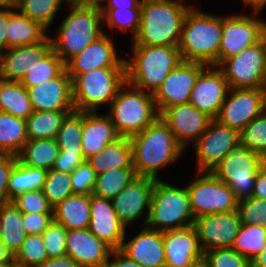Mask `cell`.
Segmentation results:
<instances>
[{
    "label": "cell",
    "mask_w": 266,
    "mask_h": 267,
    "mask_svg": "<svg viewBox=\"0 0 266 267\" xmlns=\"http://www.w3.org/2000/svg\"><path fill=\"white\" fill-rule=\"evenodd\" d=\"M70 178L74 194L90 195L93 193L97 174L87 160L70 173Z\"/></svg>",
    "instance_id": "cell-50"
},
{
    "label": "cell",
    "mask_w": 266,
    "mask_h": 267,
    "mask_svg": "<svg viewBox=\"0 0 266 267\" xmlns=\"http://www.w3.org/2000/svg\"><path fill=\"white\" fill-rule=\"evenodd\" d=\"M8 24V9L0 10V55L7 50L6 27Z\"/></svg>",
    "instance_id": "cell-58"
},
{
    "label": "cell",
    "mask_w": 266,
    "mask_h": 267,
    "mask_svg": "<svg viewBox=\"0 0 266 267\" xmlns=\"http://www.w3.org/2000/svg\"><path fill=\"white\" fill-rule=\"evenodd\" d=\"M42 191L49 204L55 207L65 198L74 194L70 174L55 169L48 170Z\"/></svg>",
    "instance_id": "cell-44"
},
{
    "label": "cell",
    "mask_w": 266,
    "mask_h": 267,
    "mask_svg": "<svg viewBox=\"0 0 266 267\" xmlns=\"http://www.w3.org/2000/svg\"><path fill=\"white\" fill-rule=\"evenodd\" d=\"M47 170L23 165L16 160L8 180V202L17 195L43 188Z\"/></svg>",
    "instance_id": "cell-35"
},
{
    "label": "cell",
    "mask_w": 266,
    "mask_h": 267,
    "mask_svg": "<svg viewBox=\"0 0 266 267\" xmlns=\"http://www.w3.org/2000/svg\"><path fill=\"white\" fill-rule=\"evenodd\" d=\"M49 37L36 44L8 48L0 55V79L21 82L36 61L51 49Z\"/></svg>",
    "instance_id": "cell-25"
},
{
    "label": "cell",
    "mask_w": 266,
    "mask_h": 267,
    "mask_svg": "<svg viewBox=\"0 0 266 267\" xmlns=\"http://www.w3.org/2000/svg\"><path fill=\"white\" fill-rule=\"evenodd\" d=\"M0 267H20V266L12 260L10 263L0 264Z\"/></svg>",
    "instance_id": "cell-65"
},
{
    "label": "cell",
    "mask_w": 266,
    "mask_h": 267,
    "mask_svg": "<svg viewBox=\"0 0 266 267\" xmlns=\"http://www.w3.org/2000/svg\"><path fill=\"white\" fill-rule=\"evenodd\" d=\"M65 69V63L51 48L29 69L21 83L24 87L30 88L58 77Z\"/></svg>",
    "instance_id": "cell-38"
},
{
    "label": "cell",
    "mask_w": 266,
    "mask_h": 267,
    "mask_svg": "<svg viewBox=\"0 0 266 267\" xmlns=\"http://www.w3.org/2000/svg\"><path fill=\"white\" fill-rule=\"evenodd\" d=\"M264 82L266 84V51H265V58H264Z\"/></svg>",
    "instance_id": "cell-66"
},
{
    "label": "cell",
    "mask_w": 266,
    "mask_h": 267,
    "mask_svg": "<svg viewBox=\"0 0 266 267\" xmlns=\"http://www.w3.org/2000/svg\"><path fill=\"white\" fill-rule=\"evenodd\" d=\"M48 258L62 257L66 255L67 229L54 220L41 234Z\"/></svg>",
    "instance_id": "cell-47"
},
{
    "label": "cell",
    "mask_w": 266,
    "mask_h": 267,
    "mask_svg": "<svg viewBox=\"0 0 266 267\" xmlns=\"http://www.w3.org/2000/svg\"><path fill=\"white\" fill-rule=\"evenodd\" d=\"M63 2H68L69 5H73V4H83V3H87L90 0H62Z\"/></svg>",
    "instance_id": "cell-64"
},
{
    "label": "cell",
    "mask_w": 266,
    "mask_h": 267,
    "mask_svg": "<svg viewBox=\"0 0 266 267\" xmlns=\"http://www.w3.org/2000/svg\"><path fill=\"white\" fill-rule=\"evenodd\" d=\"M14 6V0H0V10L9 9Z\"/></svg>",
    "instance_id": "cell-63"
},
{
    "label": "cell",
    "mask_w": 266,
    "mask_h": 267,
    "mask_svg": "<svg viewBox=\"0 0 266 267\" xmlns=\"http://www.w3.org/2000/svg\"><path fill=\"white\" fill-rule=\"evenodd\" d=\"M109 106L107 115L120 137L130 138L160 117L154 95L137 89L128 82L119 89Z\"/></svg>",
    "instance_id": "cell-6"
},
{
    "label": "cell",
    "mask_w": 266,
    "mask_h": 267,
    "mask_svg": "<svg viewBox=\"0 0 266 267\" xmlns=\"http://www.w3.org/2000/svg\"><path fill=\"white\" fill-rule=\"evenodd\" d=\"M179 0H141V20L132 45L178 46L191 6Z\"/></svg>",
    "instance_id": "cell-2"
},
{
    "label": "cell",
    "mask_w": 266,
    "mask_h": 267,
    "mask_svg": "<svg viewBox=\"0 0 266 267\" xmlns=\"http://www.w3.org/2000/svg\"><path fill=\"white\" fill-rule=\"evenodd\" d=\"M62 2V0H14V6L16 10L48 30Z\"/></svg>",
    "instance_id": "cell-40"
},
{
    "label": "cell",
    "mask_w": 266,
    "mask_h": 267,
    "mask_svg": "<svg viewBox=\"0 0 266 267\" xmlns=\"http://www.w3.org/2000/svg\"><path fill=\"white\" fill-rule=\"evenodd\" d=\"M266 38L225 60L218 68L230 88H266L264 58Z\"/></svg>",
    "instance_id": "cell-11"
},
{
    "label": "cell",
    "mask_w": 266,
    "mask_h": 267,
    "mask_svg": "<svg viewBox=\"0 0 266 267\" xmlns=\"http://www.w3.org/2000/svg\"><path fill=\"white\" fill-rule=\"evenodd\" d=\"M207 65L199 62L182 61L174 68L154 94L161 115L168 107L189 103L196 80Z\"/></svg>",
    "instance_id": "cell-15"
},
{
    "label": "cell",
    "mask_w": 266,
    "mask_h": 267,
    "mask_svg": "<svg viewBox=\"0 0 266 267\" xmlns=\"http://www.w3.org/2000/svg\"><path fill=\"white\" fill-rule=\"evenodd\" d=\"M112 251L88 228L67 230L66 255L81 267H105Z\"/></svg>",
    "instance_id": "cell-23"
},
{
    "label": "cell",
    "mask_w": 266,
    "mask_h": 267,
    "mask_svg": "<svg viewBox=\"0 0 266 267\" xmlns=\"http://www.w3.org/2000/svg\"><path fill=\"white\" fill-rule=\"evenodd\" d=\"M11 202L23 214L27 213H53V207L49 204L42 189L26 191L17 195Z\"/></svg>",
    "instance_id": "cell-48"
},
{
    "label": "cell",
    "mask_w": 266,
    "mask_h": 267,
    "mask_svg": "<svg viewBox=\"0 0 266 267\" xmlns=\"http://www.w3.org/2000/svg\"><path fill=\"white\" fill-rule=\"evenodd\" d=\"M252 15L223 16L222 39L219 47V60L214 65L219 67L225 60L239 54L264 38L263 20Z\"/></svg>",
    "instance_id": "cell-12"
},
{
    "label": "cell",
    "mask_w": 266,
    "mask_h": 267,
    "mask_svg": "<svg viewBox=\"0 0 266 267\" xmlns=\"http://www.w3.org/2000/svg\"><path fill=\"white\" fill-rule=\"evenodd\" d=\"M17 156L0 154V204L8 203V180Z\"/></svg>",
    "instance_id": "cell-52"
},
{
    "label": "cell",
    "mask_w": 266,
    "mask_h": 267,
    "mask_svg": "<svg viewBox=\"0 0 266 267\" xmlns=\"http://www.w3.org/2000/svg\"><path fill=\"white\" fill-rule=\"evenodd\" d=\"M46 249L41 234L27 235L13 261L20 267H38L47 259Z\"/></svg>",
    "instance_id": "cell-43"
},
{
    "label": "cell",
    "mask_w": 266,
    "mask_h": 267,
    "mask_svg": "<svg viewBox=\"0 0 266 267\" xmlns=\"http://www.w3.org/2000/svg\"><path fill=\"white\" fill-rule=\"evenodd\" d=\"M86 160L97 175L113 168H134L130 139L120 137Z\"/></svg>",
    "instance_id": "cell-30"
},
{
    "label": "cell",
    "mask_w": 266,
    "mask_h": 267,
    "mask_svg": "<svg viewBox=\"0 0 266 267\" xmlns=\"http://www.w3.org/2000/svg\"><path fill=\"white\" fill-rule=\"evenodd\" d=\"M53 220L67 230L89 228L90 195L73 194L53 207Z\"/></svg>",
    "instance_id": "cell-29"
},
{
    "label": "cell",
    "mask_w": 266,
    "mask_h": 267,
    "mask_svg": "<svg viewBox=\"0 0 266 267\" xmlns=\"http://www.w3.org/2000/svg\"><path fill=\"white\" fill-rule=\"evenodd\" d=\"M84 160H85L84 153H71L68 151H59L58 157L56 158L52 169L70 174Z\"/></svg>",
    "instance_id": "cell-53"
},
{
    "label": "cell",
    "mask_w": 266,
    "mask_h": 267,
    "mask_svg": "<svg viewBox=\"0 0 266 267\" xmlns=\"http://www.w3.org/2000/svg\"><path fill=\"white\" fill-rule=\"evenodd\" d=\"M165 267H189L203 257L194 225L163 232Z\"/></svg>",
    "instance_id": "cell-24"
},
{
    "label": "cell",
    "mask_w": 266,
    "mask_h": 267,
    "mask_svg": "<svg viewBox=\"0 0 266 267\" xmlns=\"http://www.w3.org/2000/svg\"><path fill=\"white\" fill-rule=\"evenodd\" d=\"M126 83V68H97L72 79V100L75 111L96 112L100 105L111 104Z\"/></svg>",
    "instance_id": "cell-7"
},
{
    "label": "cell",
    "mask_w": 266,
    "mask_h": 267,
    "mask_svg": "<svg viewBox=\"0 0 266 267\" xmlns=\"http://www.w3.org/2000/svg\"><path fill=\"white\" fill-rule=\"evenodd\" d=\"M265 163L260 154L248 150L239 143L210 172L227 184L239 201L252 197L256 175Z\"/></svg>",
    "instance_id": "cell-9"
},
{
    "label": "cell",
    "mask_w": 266,
    "mask_h": 267,
    "mask_svg": "<svg viewBox=\"0 0 266 267\" xmlns=\"http://www.w3.org/2000/svg\"><path fill=\"white\" fill-rule=\"evenodd\" d=\"M250 263L251 267H266V246L263 248L262 252L250 261Z\"/></svg>",
    "instance_id": "cell-59"
},
{
    "label": "cell",
    "mask_w": 266,
    "mask_h": 267,
    "mask_svg": "<svg viewBox=\"0 0 266 267\" xmlns=\"http://www.w3.org/2000/svg\"><path fill=\"white\" fill-rule=\"evenodd\" d=\"M136 177L134 168L107 170L97 175L93 194L112 200Z\"/></svg>",
    "instance_id": "cell-37"
},
{
    "label": "cell",
    "mask_w": 266,
    "mask_h": 267,
    "mask_svg": "<svg viewBox=\"0 0 266 267\" xmlns=\"http://www.w3.org/2000/svg\"><path fill=\"white\" fill-rule=\"evenodd\" d=\"M132 51L125 58L126 82L153 95L183 61L178 46L132 45Z\"/></svg>",
    "instance_id": "cell-5"
},
{
    "label": "cell",
    "mask_w": 266,
    "mask_h": 267,
    "mask_svg": "<svg viewBox=\"0 0 266 267\" xmlns=\"http://www.w3.org/2000/svg\"><path fill=\"white\" fill-rule=\"evenodd\" d=\"M263 33L264 37L266 38V22L263 20Z\"/></svg>",
    "instance_id": "cell-67"
},
{
    "label": "cell",
    "mask_w": 266,
    "mask_h": 267,
    "mask_svg": "<svg viewBox=\"0 0 266 267\" xmlns=\"http://www.w3.org/2000/svg\"><path fill=\"white\" fill-rule=\"evenodd\" d=\"M104 1L108 3L105 4ZM95 2L100 9H141V0H95Z\"/></svg>",
    "instance_id": "cell-54"
},
{
    "label": "cell",
    "mask_w": 266,
    "mask_h": 267,
    "mask_svg": "<svg viewBox=\"0 0 266 267\" xmlns=\"http://www.w3.org/2000/svg\"><path fill=\"white\" fill-rule=\"evenodd\" d=\"M129 139L132 145L133 167L137 176L155 180H159L160 169L176 161L184 151L161 117Z\"/></svg>",
    "instance_id": "cell-1"
},
{
    "label": "cell",
    "mask_w": 266,
    "mask_h": 267,
    "mask_svg": "<svg viewBox=\"0 0 266 267\" xmlns=\"http://www.w3.org/2000/svg\"><path fill=\"white\" fill-rule=\"evenodd\" d=\"M230 90L223 72L207 66L196 80L189 103L211 119H216Z\"/></svg>",
    "instance_id": "cell-17"
},
{
    "label": "cell",
    "mask_w": 266,
    "mask_h": 267,
    "mask_svg": "<svg viewBox=\"0 0 266 267\" xmlns=\"http://www.w3.org/2000/svg\"><path fill=\"white\" fill-rule=\"evenodd\" d=\"M27 141L26 120L0 111V154L17 156Z\"/></svg>",
    "instance_id": "cell-34"
},
{
    "label": "cell",
    "mask_w": 266,
    "mask_h": 267,
    "mask_svg": "<svg viewBox=\"0 0 266 267\" xmlns=\"http://www.w3.org/2000/svg\"><path fill=\"white\" fill-rule=\"evenodd\" d=\"M236 211L199 216L194 219L199 244L203 252L213 249L231 248L241 227Z\"/></svg>",
    "instance_id": "cell-16"
},
{
    "label": "cell",
    "mask_w": 266,
    "mask_h": 267,
    "mask_svg": "<svg viewBox=\"0 0 266 267\" xmlns=\"http://www.w3.org/2000/svg\"><path fill=\"white\" fill-rule=\"evenodd\" d=\"M12 260V255L6 250L5 245L0 240V264H7Z\"/></svg>",
    "instance_id": "cell-61"
},
{
    "label": "cell",
    "mask_w": 266,
    "mask_h": 267,
    "mask_svg": "<svg viewBox=\"0 0 266 267\" xmlns=\"http://www.w3.org/2000/svg\"><path fill=\"white\" fill-rule=\"evenodd\" d=\"M48 32L40 23L33 21L19 11L17 12L15 6L8 9L7 48L43 42L48 37Z\"/></svg>",
    "instance_id": "cell-28"
},
{
    "label": "cell",
    "mask_w": 266,
    "mask_h": 267,
    "mask_svg": "<svg viewBox=\"0 0 266 267\" xmlns=\"http://www.w3.org/2000/svg\"><path fill=\"white\" fill-rule=\"evenodd\" d=\"M38 267H81L70 256L65 255L62 257L47 258Z\"/></svg>",
    "instance_id": "cell-57"
},
{
    "label": "cell",
    "mask_w": 266,
    "mask_h": 267,
    "mask_svg": "<svg viewBox=\"0 0 266 267\" xmlns=\"http://www.w3.org/2000/svg\"><path fill=\"white\" fill-rule=\"evenodd\" d=\"M119 250L141 267H165L163 232L144 226L128 242L124 238Z\"/></svg>",
    "instance_id": "cell-26"
},
{
    "label": "cell",
    "mask_w": 266,
    "mask_h": 267,
    "mask_svg": "<svg viewBox=\"0 0 266 267\" xmlns=\"http://www.w3.org/2000/svg\"><path fill=\"white\" fill-rule=\"evenodd\" d=\"M265 109V88H230L216 120L240 132Z\"/></svg>",
    "instance_id": "cell-13"
},
{
    "label": "cell",
    "mask_w": 266,
    "mask_h": 267,
    "mask_svg": "<svg viewBox=\"0 0 266 267\" xmlns=\"http://www.w3.org/2000/svg\"><path fill=\"white\" fill-rule=\"evenodd\" d=\"M189 267H210L204 257L195 260Z\"/></svg>",
    "instance_id": "cell-62"
},
{
    "label": "cell",
    "mask_w": 266,
    "mask_h": 267,
    "mask_svg": "<svg viewBox=\"0 0 266 267\" xmlns=\"http://www.w3.org/2000/svg\"><path fill=\"white\" fill-rule=\"evenodd\" d=\"M210 267H251L250 261L229 247L203 252Z\"/></svg>",
    "instance_id": "cell-49"
},
{
    "label": "cell",
    "mask_w": 266,
    "mask_h": 267,
    "mask_svg": "<svg viewBox=\"0 0 266 267\" xmlns=\"http://www.w3.org/2000/svg\"><path fill=\"white\" fill-rule=\"evenodd\" d=\"M187 186L179 188L156 180L145 226L160 232L194 224Z\"/></svg>",
    "instance_id": "cell-8"
},
{
    "label": "cell",
    "mask_w": 266,
    "mask_h": 267,
    "mask_svg": "<svg viewBox=\"0 0 266 267\" xmlns=\"http://www.w3.org/2000/svg\"><path fill=\"white\" fill-rule=\"evenodd\" d=\"M240 132L211 119L206 131L194 142L197 170L210 171L240 143Z\"/></svg>",
    "instance_id": "cell-14"
},
{
    "label": "cell",
    "mask_w": 266,
    "mask_h": 267,
    "mask_svg": "<svg viewBox=\"0 0 266 267\" xmlns=\"http://www.w3.org/2000/svg\"><path fill=\"white\" fill-rule=\"evenodd\" d=\"M22 219L23 213L12 202L0 204V240L12 257L27 236Z\"/></svg>",
    "instance_id": "cell-31"
},
{
    "label": "cell",
    "mask_w": 266,
    "mask_h": 267,
    "mask_svg": "<svg viewBox=\"0 0 266 267\" xmlns=\"http://www.w3.org/2000/svg\"><path fill=\"white\" fill-rule=\"evenodd\" d=\"M240 144L266 158V109L240 131Z\"/></svg>",
    "instance_id": "cell-42"
},
{
    "label": "cell",
    "mask_w": 266,
    "mask_h": 267,
    "mask_svg": "<svg viewBox=\"0 0 266 267\" xmlns=\"http://www.w3.org/2000/svg\"><path fill=\"white\" fill-rule=\"evenodd\" d=\"M118 135L113 122L107 114L82 112V148L85 160L102 151L107 144L114 143Z\"/></svg>",
    "instance_id": "cell-27"
},
{
    "label": "cell",
    "mask_w": 266,
    "mask_h": 267,
    "mask_svg": "<svg viewBox=\"0 0 266 267\" xmlns=\"http://www.w3.org/2000/svg\"><path fill=\"white\" fill-rule=\"evenodd\" d=\"M102 20L110 30L118 27L123 32L131 31L132 39L140 28L141 9H100Z\"/></svg>",
    "instance_id": "cell-45"
},
{
    "label": "cell",
    "mask_w": 266,
    "mask_h": 267,
    "mask_svg": "<svg viewBox=\"0 0 266 267\" xmlns=\"http://www.w3.org/2000/svg\"><path fill=\"white\" fill-rule=\"evenodd\" d=\"M59 151L56 139L28 140L17 155V160L23 165L48 171L53 168Z\"/></svg>",
    "instance_id": "cell-33"
},
{
    "label": "cell",
    "mask_w": 266,
    "mask_h": 267,
    "mask_svg": "<svg viewBox=\"0 0 266 267\" xmlns=\"http://www.w3.org/2000/svg\"><path fill=\"white\" fill-rule=\"evenodd\" d=\"M244 1V3L246 5H250V7H252L254 10V13H258L261 12V10H263L262 8H264V6L266 5V0H242Z\"/></svg>",
    "instance_id": "cell-60"
},
{
    "label": "cell",
    "mask_w": 266,
    "mask_h": 267,
    "mask_svg": "<svg viewBox=\"0 0 266 267\" xmlns=\"http://www.w3.org/2000/svg\"><path fill=\"white\" fill-rule=\"evenodd\" d=\"M266 246V228L257 224H241L231 246L236 252L251 261Z\"/></svg>",
    "instance_id": "cell-39"
},
{
    "label": "cell",
    "mask_w": 266,
    "mask_h": 267,
    "mask_svg": "<svg viewBox=\"0 0 266 267\" xmlns=\"http://www.w3.org/2000/svg\"><path fill=\"white\" fill-rule=\"evenodd\" d=\"M34 111H75L72 79L66 69L56 78L27 88Z\"/></svg>",
    "instance_id": "cell-21"
},
{
    "label": "cell",
    "mask_w": 266,
    "mask_h": 267,
    "mask_svg": "<svg viewBox=\"0 0 266 267\" xmlns=\"http://www.w3.org/2000/svg\"><path fill=\"white\" fill-rule=\"evenodd\" d=\"M110 256L114 259L112 261L109 259L105 267H141L136 261L127 257L119 249L113 250Z\"/></svg>",
    "instance_id": "cell-55"
},
{
    "label": "cell",
    "mask_w": 266,
    "mask_h": 267,
    "mask_svg": "<svg viewBox=\"0 0 266 267\" xmlns=\"http://www.w3.org/2000/svg\"><path fill=\"white\" fill-rule=\"evenodd\" d=\"M223 16L208 14L193 6L185 16L178 49L186 62L214 66L219 60Z\"/></svg>",
    "instance_id": "cell-3"
},
{
    "label": "cell",
    "mask_w": 266,
    "mask_h": 267,
    "mask_svg": "<svg viewBox=\"0 0 266 267\" xmlns=\"http://www.w3.org/2000/svg\"><path fill=\"white\" fill-rule=\"evenodd\" d=\"M0 111L24 120L34 112L27 88L21 82L0 79Z\"/></svg>",
    "instance_id": "cell-32"
},
{
    "label": "cell",
    "mask_w": 266,
    "mask_h": 267,
    "mask_svg": "<svg viewBox=\"0 0 266 267\" xmlns=\"http://www.w3.org/2000/svg\"><path fill=\"white\" fill-rule=\"evenodd\" d=\"M237 212L242 224L266 228V200L255 197L239 200Z\"/></svg>",
    "instance_id": "cell-46"
},
{
    "label": "cell",
    "mask_w": 266,
    "mask_h": 267,
    "mask_svg": "<svg viewBox=\"0 0 266 267\" xmlns=\"http://www.w3.org/2000/svg\"><path fill=\"white\" fill-rule=\"evenodd\" d=\"M74 111H34L26 119L28 140L56 139L65 117Z\"/></svg>",
    "instance_id": "cell-36"
},
{
    "label": "cell",
    "mask_w": 266,
    "mask_h": 267,
    "mask_svg": "<svg viewBox=\"0 0 266 267\" xmlns=\"http://www.w3.org/2000/svg\"><path fill=\"white\" fill-rule=\"evenodd\" d=\"M160 117L184 149L188 142H195L206 131L211 121L190 103L168 107Z\"/></svg>",
    "instance_id": "cell-22"
},
{
    "label": "cell",
    "mask_w": 266,
    "mask_h": 267,
    "mask_svg": "<svg viewBox=\"0 0 266 267\" xmlns=\"http://www.w3.org/2000/svg\"><path fill=\"white\" fill-rule=\"evenodd\" d=\"M69 9V14L59 25L57 40L50 37L51 48L65 64L104 33L97 2L73 4Z\"/></svg>",
    "instance_id": "cell-4"
},
{
    "label": "cell",
    "mask_w": 266,
    "mask_h": 267,
    "mask_svg": "<svg viewBox=\"0 0 266 267\" xmlns=\"http://www.w3.org/2000/svg\"><path fill=\"white\" fill-rule=\"evenodd\" d=\"M82 112L68 114L58 131L56 141L60 151L84 153L82 148Z\"/></svg>",
    "instance_id": "cell-41"
},
{
    "label": "cell",
    "mask_w": 266,
    "mask_h": 267,
    "mask_svg": "<svg viewBox=\"0 0 266 267\" xmlns=\"http://www.w3.org/2000/svg\"><path fill=\"white\" fill-rule=\"evenodd\" d=\"M53 220V213L23 214L22 223L27 235L42 234Z\"/></svg>",
    "instance_id": "cell-51"
},
{
    "label": "cell",
    "mask_w": 266,
    "mask_h": 267,
    "mask_svg": "<svg viewBox=\"0 0 266 267\" xmlns=\"http://www.w3.org/2000/svg\"><path fill=\"white\" fill-rule=\"evenodd\" d=\"M198 178L187 185L190 207L194 218L237 210L238 200L227 184L210 171H199Z\"/></svg>",
    "instance_id": "cell-10"
},
{
    "label": "cell",
    "mask_w": 266,
    "mask_h": 267,
    "mask_svg": "<svg viewBox=\"0 0 266 267\" xmlns=\"http://www.w3.org/2000/svg\"><path fill=\"white\" fill-rule=\"evenodd\" d=\"M155 181L153 178L137 176L112 199L113 208L126 227L139 218L143 219V211L148 209L147 217L142 221V226H145Z\"/></svg>",
    "instance_id": "cell-18"
},
{
    "label": "cell",
    "mask_w": 266,
    "mask_h": 267,
    "mask_svg": "<svg viewBox=\"0 0 266 267\" xmlns=\"http://www.w3.org/2000/svg\"><path fill=\"white\" fill-rule=\"evenodd\" d=\"M113 250L121 247L126 226L119 220L111 199L90 194V224L88 228Z\"/></svg>",
    "instance_id": "cell-20"
},
{
    "label": "cell",
    "mask_w": 266,
    "mask_h": 267,
    "mask_svg": "<svg viewBox=\"0 0 266 267\" xmlns=\"http://www.w3.org/2000/svg\"><path fill=\"white\" fill-rule=\"evenodd\" d=\"M252 197L266 200V163L256 175Z\"/></svg>",
    "instance_id": "cell-56"
},
{
    "label": "cell",
    "mask_w": 266,
    "mask_h": 267,
    "mask_svg": "<svg viewBox=\"0 0 266 267\" xmlns=\"http://www.w3.org/2000/svg\"><path fill=\"white\" fill-rule=\"evenodd\" d=\"M107 33L90 43L81 53L66 64V71L73 79L76 75L97 68H126L125 58L117 56L115 45Z\"/></svg>",
    "instance_id": "cell-19"
}]
</instances>
